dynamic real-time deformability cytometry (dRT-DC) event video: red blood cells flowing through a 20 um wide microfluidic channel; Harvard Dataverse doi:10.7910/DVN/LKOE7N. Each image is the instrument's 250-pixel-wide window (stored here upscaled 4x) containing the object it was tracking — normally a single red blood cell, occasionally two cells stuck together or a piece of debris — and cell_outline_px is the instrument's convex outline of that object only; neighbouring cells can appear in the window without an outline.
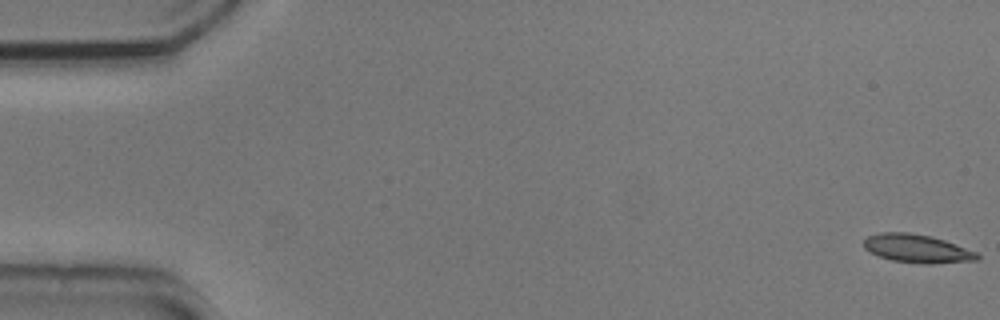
{"species": "common noctule bat (a hibernating species)", "species_latin": "Nyctalus noctula", "temperature_condition": "cold", "stored_images_in_passage": 54, "camera_frame_rate_fps": 3000, "um_per_image_px": 0.085, "animal": {"sex": "male", "body_mass_g": 20.5, "forearm_length_mm": 52.5}, "frame": {"image": 1, "passage_image": 1, "time_ms": 0.0, "image_size_px": [1000, 320], "cell_outline_px": [[980, 260], [932, 264], [920, 264], [892, 260], [868, 252], [864, 248], [864, 240], [868, 236], [880, 232], [908, 232], [932, 236], [944, 240], [976, 252], [980, 256]], "centroid_in_image_um": [77.95, 21.13], "position_along_channel_um": 7.1, "area_um2": 18.84}}
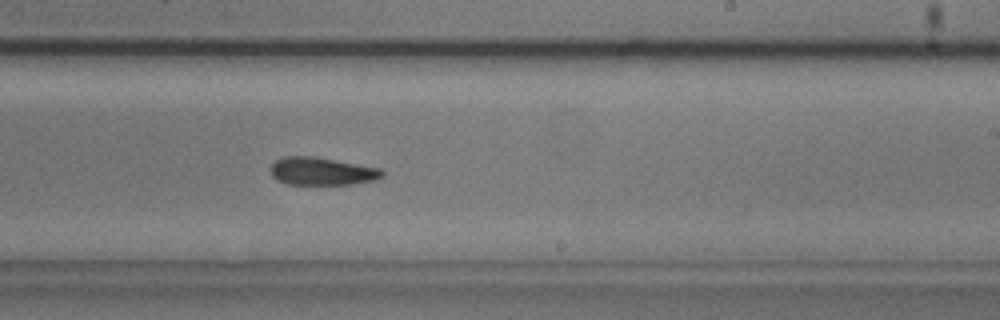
{"frame": {"image": 2, "passage_image": 33, "time_ms": 10.667, "image_size_px": [1000, 320], "cell_outline_px": [[384, 176], [376, 180], [352, 184], [288, 184], [276, 180], [272, 176], [272, 164], [276, 160], [284, 156], [312, 156], [380, 168], [384, 172]], "centroid_in_image_um": [27.37, 14.56], "position_along_channel_um": 261.6, "area_um2": 17.98}}
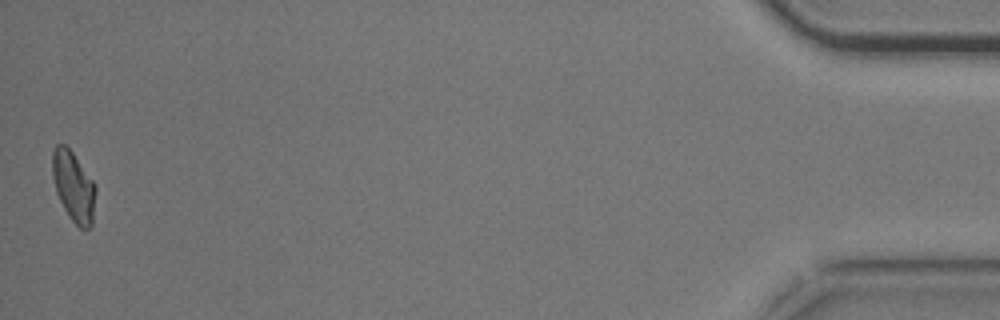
{"frame": {"image": 3, "passage_image": 54, "time_ms": 17.667, "image_size_px": [1000, 320], "cell_outline_px": [[96, 192], [92, 228], [80, 228], [68, 216], [56, 192], [52, 176], [52, 152], [56, 144], [64, 144], [72, 152], [96, 184]], "centroid_in_image_um": [6.26, 15.86], "position_along_channel_um": 428.9, "area_um2": 17.8}, "authors_computed_cell_mechanics": {"area_um2": 18.5249, "velocity_mm_per_s": 3.734, "shape_relaxation_time_tau1_ms": 3.7922, "shape_relaxation_time_tau2_ms": 5.1791, "deformation_change_tau1": 0.1168, "deformation_change_tau2": 0.1225}}